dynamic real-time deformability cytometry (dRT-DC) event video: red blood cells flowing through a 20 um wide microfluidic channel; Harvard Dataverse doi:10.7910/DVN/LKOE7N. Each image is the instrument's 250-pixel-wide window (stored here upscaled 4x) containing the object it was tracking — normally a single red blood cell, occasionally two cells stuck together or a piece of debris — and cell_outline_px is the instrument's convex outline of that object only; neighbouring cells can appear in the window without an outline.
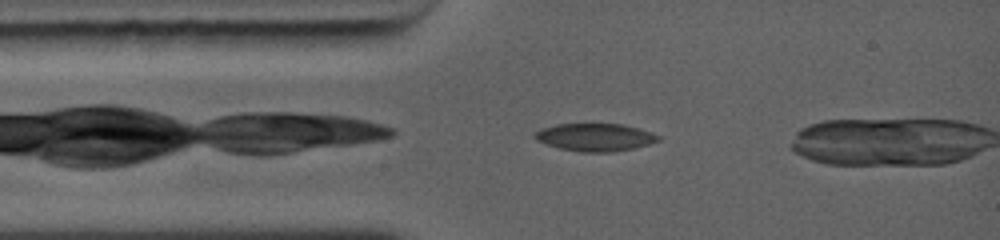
{"species": "common noctule bat (a hibernating species)", "species_latin": "Nyctalus noctula", "temperature_condition": "warm", "stored_images_in_passage": 1, "camera_frame_rate_fps": 5000, "um_per_image_px": 0.085, "animal": {"sex": "female", "body_mass_g": 19.0, "forearm_length_mm": 56.7}, "frame": {"image": 1, "passage_image": 1, "time_ms": 0.0, "image_size_px": [1000, 240], "cell_outline_px": [[664, 136], [660, 140], [636, 148], [612, 152], [580, 152], [560, 148], [544, 144], [536, 140], [532, 136], [536, 132], [544, 128], [556, 124], [620, 124], [652, 132]], "centroid_in_image_um": [50.61, 11.67], "position_along_channel_um": 34.4, "area_um2": 20.0}}